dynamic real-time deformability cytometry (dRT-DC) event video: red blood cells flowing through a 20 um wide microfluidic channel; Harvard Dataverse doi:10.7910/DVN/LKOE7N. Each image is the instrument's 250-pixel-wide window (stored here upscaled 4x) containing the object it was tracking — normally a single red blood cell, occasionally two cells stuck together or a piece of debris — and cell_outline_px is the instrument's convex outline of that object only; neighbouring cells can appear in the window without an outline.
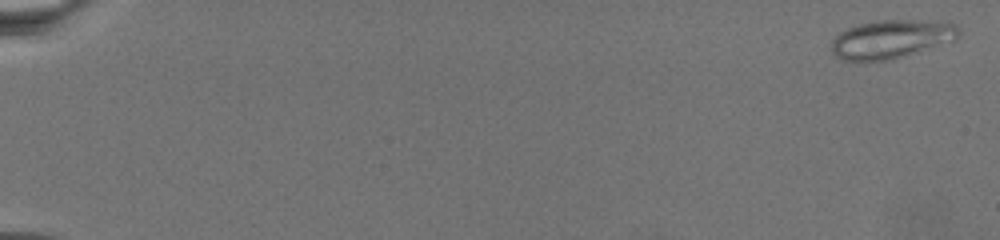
{"species": "common noctule bat (a hibernating species)", "species_latin": "Nyctalus noctula", "temperature_condition": "warm", "stored_images_in_passage": 73, "camera_frame_rate_fps": 3000, "um_per_image_px": 0.085, "animal": {"sex": "female", "body_mass_g": 19.5, "forearm_length_mm": 54.1}, "frame": {"image": 1, "passage_image": 2, "time_ms": 0.333, "image_size_px": [1000, 240], "cell_outline_px": [[960, 36], [952, 40], [900, 56], [884, 60], [844, 60], [836, 56], [832, 52], [832, 40], [840, 32], [848, 28], [860, 24], [880, 20], [916, 20], [956, 24], [960, 32]], "centroid_in_image_um": [75.71, 3.3], "position_along_channel_um": 9.3, "area_um2": 27.57}}
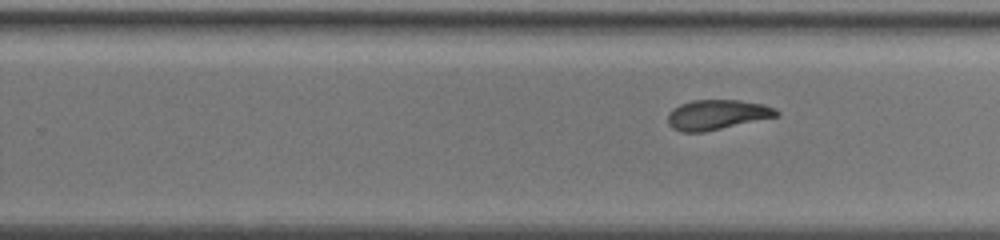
{"frame": {"image": 2, "passage_image": 49, "time_ms": 16.0, "image_size_px": [1000, 240], "cell_outline_px": [[780, 116], [704, 132], [680, 132], [672, 128], [668, 124], [668, 112], [672, 108], [680, 104], [692, 100], [740, 100], [764, 104], [776, 108], [780, 112]], "centroid_in_image_um": [60.96, 9.75], "position_along_channel_um": 268.8, "area_um2": 19.25}}
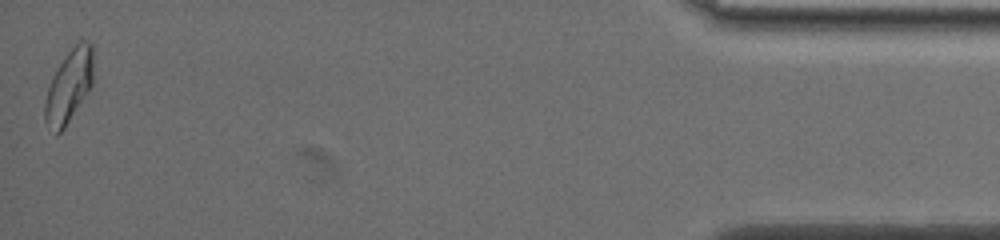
{"frame": {"image": 3, "passage_image": 73, "time_ms": 24.0, "image_size_px": [1000, 240], "cell_outline_px": [[92, 84], [64, 128], [56, 136], [44, 120], [44, 104], [48, 88], [52, 76], [68, 52], [80, 40], [84, 40], [92, 44]], "centroid_in_image_um": [5.84, 7.34], "position_along_channel_um": 429.4, "area_um2": 20.06}}